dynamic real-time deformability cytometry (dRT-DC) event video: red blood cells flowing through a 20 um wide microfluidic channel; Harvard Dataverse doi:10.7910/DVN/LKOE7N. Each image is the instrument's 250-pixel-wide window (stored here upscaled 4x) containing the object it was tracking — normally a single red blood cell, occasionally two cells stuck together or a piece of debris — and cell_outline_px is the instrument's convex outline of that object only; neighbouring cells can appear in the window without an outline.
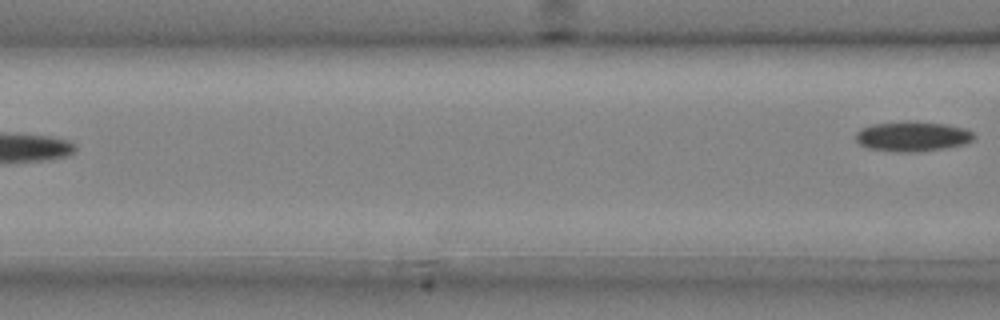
{"species": "common noctule bat (a hibernating species)", "species_latin": "Nyctalus noctula", "temperature_condition": "cold", "stored_images_in_passage": 5, "camera_frame_rate_fps": 3000, "um_per_image_px": 0.085, "animal": {"sex": "male", "body_mass_g": 20.4}, "frame": {"image": 1, "passage_image": 5, "time_ms": 1.333, "image_size_px": [1000, 320], "cell_outline_px": [[976, 136], [972, 140], [964, 144], [944, 148], [920, 152], [892, 152], [868, 148], [860, 144], [856, 140], [856, 132], [860, 128], [872, 124], [948, 124], [964, 128], [972, 132]], "centroid_in_image_um": [77.55, 11.65], "position_along_channel_um": 89.0, "area_um2": 19.88}}